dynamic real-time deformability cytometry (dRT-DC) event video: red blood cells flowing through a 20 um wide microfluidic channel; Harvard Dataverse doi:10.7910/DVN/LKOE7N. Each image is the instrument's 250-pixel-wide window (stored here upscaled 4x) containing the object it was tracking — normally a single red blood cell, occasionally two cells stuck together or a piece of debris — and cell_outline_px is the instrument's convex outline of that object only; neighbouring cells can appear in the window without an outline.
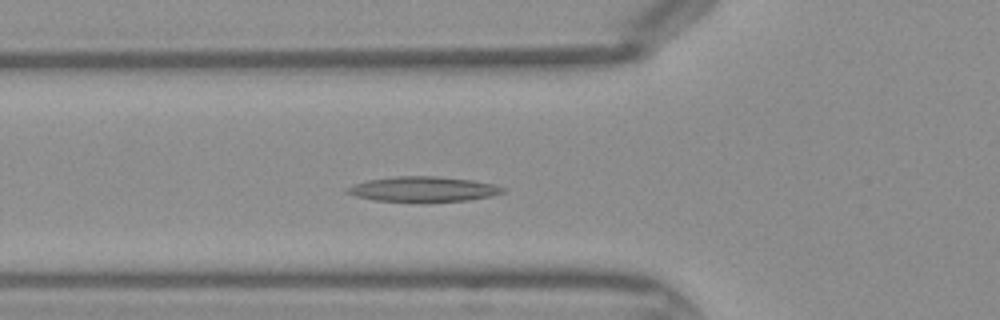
{"species": "Egyptian fruit bat (a non-hibernating species)", "species_latin": "Rousettus aegyptiacus", "temperature_condition": "warm", "stored_images_in_passage": 31, "camera_frame_rate_fps": 3000, "um_per_image_px": 0.085, "frame": {"image": 1, "passage_image": 10, "time_ms": 3.0, "image_size_px": [1000, 320], "cell_outline_px": [[508, 188], [504, 192], [492, 196], [468, 200], [428, 204], [372, 200], [356, 196], [344, 192], [348, 188], [356, 184], [368, 180], [396, 176], [436, 176], [472, 180], [492, 184]], "centroid_in_image_um": [36.01, 16.12], "position_along_channel_um": 89.8, "area_um2": 23.47}}
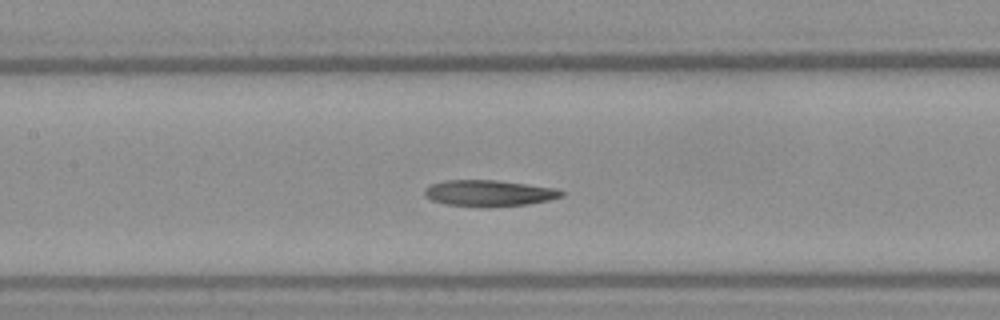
{"frame": {"image": 2, "passage_image": 15, "time_ms": 4.667, "image_size_px": [1000, 320], "cell_outline_px": [[564, 196], [548, 200], [528, 204], [488, 208], [480, 208], [444, 204], [432, 200], [424, 196], [424, 188], [432, 184], [444, 180], [496, 180], [556, 188], [564, 192]], "centroid_in_image_um": [41.54, 16.44], "position_along_channel_um": 165.9, "area_um2": 21.27}}
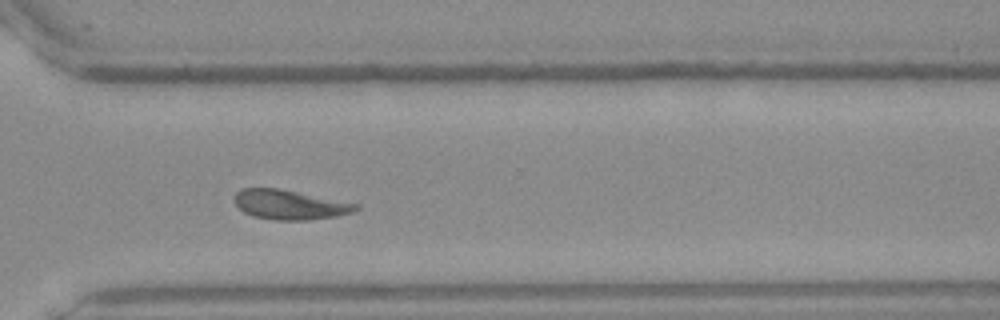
{"frame": {"image": 3, "passage_image": 27, "time_ms": 8.667, "image_size_px": [1000, 320], "cell_outline_px": [[360, 208], [352, 212], [336, 216], [308, 220], [272, 220], [252, 216], [244, 212], [236, 204], [236, 192], [240, 188], [280, 188], [360, 204]], "centroid_in_image_um": [24.65, 17.39], "position_along_channel_um": 346.0, "area_um2": 20.98}}